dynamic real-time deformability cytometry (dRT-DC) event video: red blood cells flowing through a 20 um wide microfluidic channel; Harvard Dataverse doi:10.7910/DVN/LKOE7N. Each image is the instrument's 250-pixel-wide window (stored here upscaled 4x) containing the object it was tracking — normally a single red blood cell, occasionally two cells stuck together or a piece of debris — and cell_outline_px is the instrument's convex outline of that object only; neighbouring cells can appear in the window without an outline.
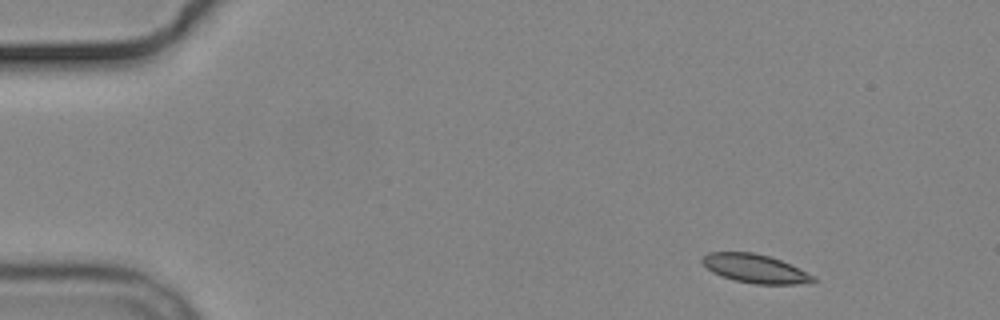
{"species": "common noctule bat (a hibernating species)", "species_latin": "Nyctalus noctula", "temperature_condition": "cold", "stored_images_in_passage": 5, "camera_frame_rate_fps": 3000, "um_per_image_px": 0.085, "animal": {"sex": "male", "body_mass_g": 19.2, "forearm_length_mm": 51.8}, "frame": {"image": 1, "passage_image": 1, "time_ms": 0.0, "image_size_px": [1000, 320], "cell_outline_px": [[816, 280], [796, 284], [752, 284], [736, 280], [712, 272], [700, 260], [708, 252], [752, 252], [768, 256], [780, 260], [816, 276]], "centroid_in_image_um": [64.17, 22.82], "position_along_channel_um": 20.8, "area_um2": 18.21}}
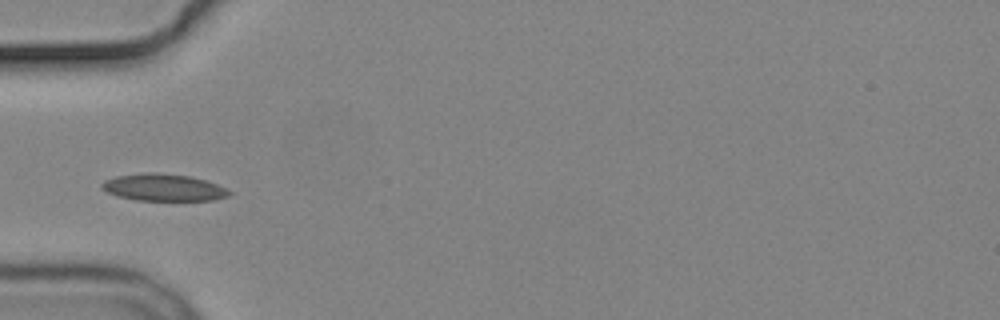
{"frame": {"image": 2, "passage_image": 4, "time_ms": 4.0, "image_size_px": [1000, 320], "cell_outline_px": [[232, 196], [212, 200], [136, 200], [116, 196], [100, 188], [100, 184], [104, 180], [116, 176], [144, 172], [156, 172], [188, 176], [204, 180], [228, 188], [232, 192]], "centroid_in_image_um": [13.89, 15.93], "position_along_channel_um": 71.1, "area_um2": 20.23}}
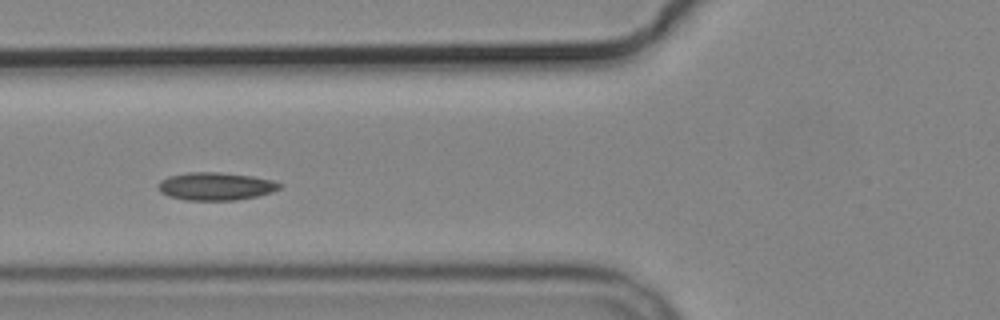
{"frame": {"image": 3, "passage_image": 5, "time_ms": 5.0, "image_size_px": [1000, 320], "cell_outline_px": [[284, 184], [280, 188], [272, 192], [256, 196], [236, 200], [184, 200], [168, 196], [160, 192], [160, 180], [168, 176], [188, 172], [220, 172], [252, 176], [272, 180]], "centroid_in_image_um": [18.35, 15.83], "position_along_channel_um": 107.5, "area_um2": 19.71}}